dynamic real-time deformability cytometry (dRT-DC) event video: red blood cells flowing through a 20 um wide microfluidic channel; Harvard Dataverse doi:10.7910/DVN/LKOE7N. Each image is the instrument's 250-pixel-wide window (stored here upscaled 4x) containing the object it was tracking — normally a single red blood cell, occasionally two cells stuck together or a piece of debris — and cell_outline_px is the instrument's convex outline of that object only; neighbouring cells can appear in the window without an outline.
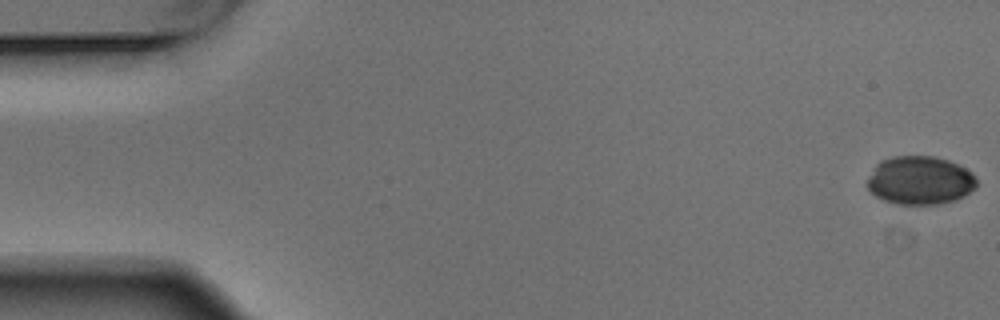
{"species": "Egyptian fruit bat (a non-hibernating species)", "species_latin": "Rousettus aegyptiacus", "temperature_condition": "warm", "stored_images_in_passage": 5, "camera_frame_rate_fps": 3000, "um_per_image_px": 0.085, "animal": {"sex": "male"}, "frame": {"image": 1, "passage_image": 1, "time_ms": 0.0, "image_size_px": [1000, 320], "cell_outline_px": [[976, 188], [964, 196], [952, 200], [936, 204], [900, 204], [884, 200], [876, 196], [868, 188], [868, 176], [876, 164], [880, 160], [892, 156], [936, 156], [948, 160], [972, 172], [976, 176]], "centroid_in_image_um": [78.19, 15.31], "position_along_channel_um": 6.8, "area_um2": 30.81}}
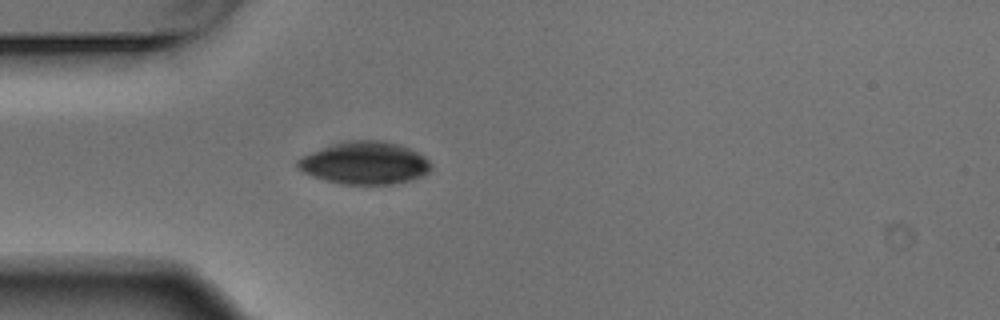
{"frame": {"image": 2, "passage_image": 5, "time_ms": 1.333, "image_size_px": [1000, 320], "cell_outline_px": [[432, 168], [428, 172], [412, 180], [392, 184], [340, 184], [312, 176], [296, 168], [296, 160], [312, 152], [332, 144], [344, 140], [380, 140], [400, 144], [424, 156], [432, 164]], "centroid_in_image_um": [31.0, 13.85], "position_along_channel_um": 54.0, "area_um2": 33.06}}